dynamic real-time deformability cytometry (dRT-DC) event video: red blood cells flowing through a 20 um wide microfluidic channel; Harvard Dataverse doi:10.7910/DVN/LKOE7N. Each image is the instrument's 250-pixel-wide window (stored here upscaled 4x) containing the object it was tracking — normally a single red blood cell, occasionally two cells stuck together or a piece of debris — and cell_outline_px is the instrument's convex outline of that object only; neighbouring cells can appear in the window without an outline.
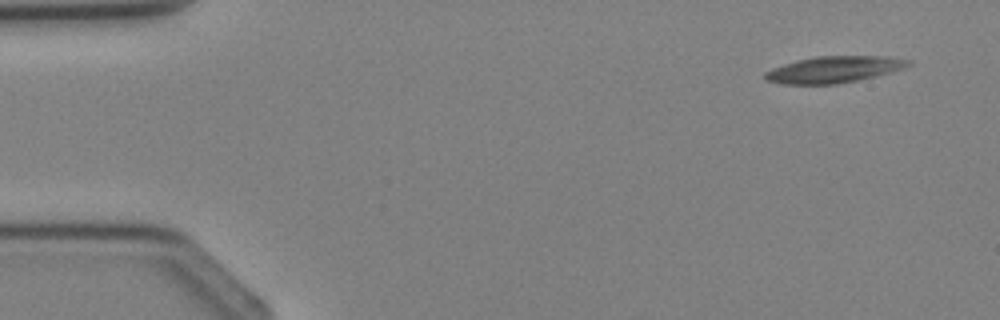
{"species": "Egyptian fruit bat (a non-hibernating species)", "species_latin": "Rousettus aegyptiacus", "temperature_condition": "cold", "stored_images_in_passage": 3, "camera_frame_rate_fps": 3000, "um_per_image_px": 0.085, "animal": {"sex": "female"}, "frame": {"image": 1, "passage_image": 1, "time_ms": 0.0, "image_size_px": [1000, 320], "cell_outline_px": [[912, 64], [904, 68], [892, 72], [856, 80], [836, 84], [784, 84], [764, 80], [764, 72], [772, 68], [796, 60], [816, 56], [888, 56], [912, 60]], "centroid_in_image_um": [70.89, 5.9], "position_along_channel_um": 14.1, "area_um2": 22.2}}
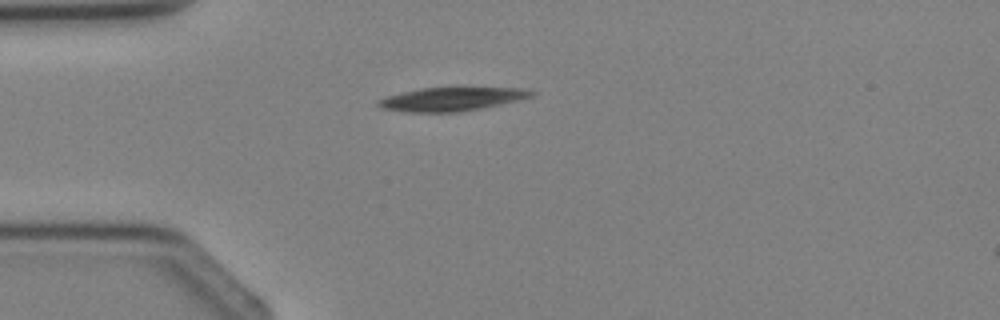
{"frame": {"image": 2, "passage_image": 3, "time_ms": 2.333, "image_size_px": [1000, 320], "cell_outline_px": [[536, 92], [532, 96], [520, 100], [480, 108], [456, 112], [404, 112], [380, 108], [376, 104], [376, 100], [388, 96], [420, 88], [524, 88]], "centroid_in_image_um": [38.36, 8.43], "position_along_channel_um": 46.6, "area_um2": 20.87}}